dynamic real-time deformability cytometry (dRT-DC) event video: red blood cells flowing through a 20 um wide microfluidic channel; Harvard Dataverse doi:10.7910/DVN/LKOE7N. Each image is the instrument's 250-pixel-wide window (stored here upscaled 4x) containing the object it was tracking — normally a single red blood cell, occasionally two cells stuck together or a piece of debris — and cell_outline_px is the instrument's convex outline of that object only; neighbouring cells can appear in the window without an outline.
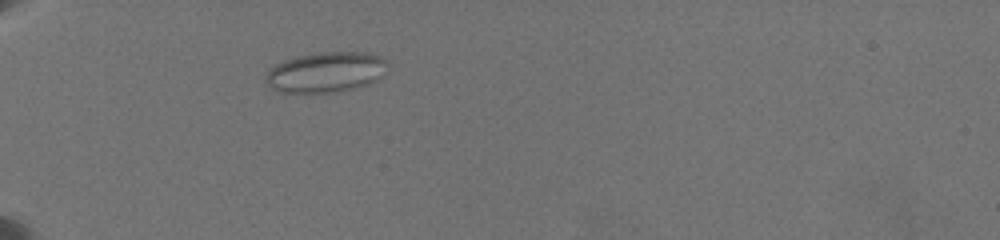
{"species": "common noctule bat (a hibernating species)", "species_latin": "Nyctalus noctula", "temperature_condition": "warm", "stored_images_in_passage": 2, "camera_frame_rate_fps": 3000, "um_per_image_px": 0.085, "animal": {"sex": "female", "body_mass_g": 19.5, "forearm_length_mm": 54.1}, "frame": {"image": 1, "passage_image": 1, "time_ms": 0.0, "image_size_px": [1000, 240], "cell_outline_px": [[388, 60], [384, 76], [368, 84], [352, 88], [332, 92], [276, 92], [264, 80], [264, 76], [276, 64], [284, 60], [296, 56], [324, 52], [368, 52], [380, 56]], "centroid_in_image_um": [27.72, 6.12], "position_along_channel_um": 57.3, "area_um2": 28.67}}